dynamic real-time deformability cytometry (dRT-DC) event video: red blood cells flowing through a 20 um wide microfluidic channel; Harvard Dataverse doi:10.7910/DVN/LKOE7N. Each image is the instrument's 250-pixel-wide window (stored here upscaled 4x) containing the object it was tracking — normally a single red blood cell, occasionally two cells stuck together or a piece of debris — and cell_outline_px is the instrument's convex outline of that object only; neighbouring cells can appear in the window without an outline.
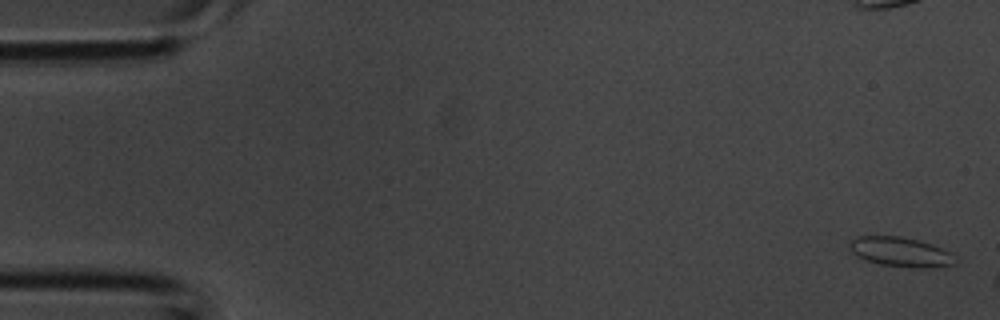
{"species": "common noctule bat (a hibernating species)", "species_latin": "Nyctalus noctula", "temperature_condition": "room temperature", "stored_images_in_passage": 9, "camera_frame_rate_fps": 3000, "um_per_image_px": 0.085, "animal": {"sex": "male", "body_mass_g": 20.1, "forearm_length_mm": 53.5}, "frame": {"image": 1, "passage_image": 1, "time_ms": 0.0, "image_size_px": [1000, 320], "cell_outline_px": [[960, 260], [956, 264], [936, 268], [916, 268], [880, 264], [856, 256], [852, 252], [848, 244], [848, 240], [856, 236], [900, 236], [932, 244], [944, 248], [956, 256]], "centroid_in_image_um": [76.61, 21.42], "position_along_channel_um": 8.4, "area_um2": 18.61}}